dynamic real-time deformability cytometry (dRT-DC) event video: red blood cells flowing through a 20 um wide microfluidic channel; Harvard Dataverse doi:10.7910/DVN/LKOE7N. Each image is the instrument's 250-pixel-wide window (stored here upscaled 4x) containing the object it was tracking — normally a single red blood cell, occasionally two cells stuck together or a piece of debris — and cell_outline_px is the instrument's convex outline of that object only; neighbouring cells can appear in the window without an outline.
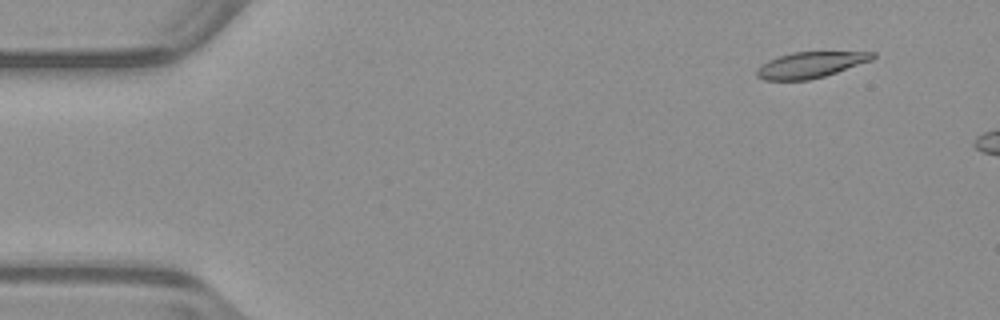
{"species": "common noctule bat (a hibernating species)", "species_latin": "Nyctalus noctula", "temperature_condition": "warm", "stored_images_in_passage": 10, "camera_frame_rate_fps": 3000, "um_per_image_px": 0.085, "animal": {"sex": "male", "body_mass_g": 23.1, "forearm_length_mm": 52.7}, "frame": {"image": 1, "passage_image": 5, "time_ms": 1.333, "image_size_px": [1000, 320], "cell_outline_px": [[876, 56], [872, 60], [824, 76], [808, 80], [764, 80], [756, 76], [756, 68], [768, 60], [776, 56], [792, 52], [876, 52]], "centroid_in_image_um": [68.85, 5.51], "position_along_channel_um": 16.2, "area_um2": 17.51}}